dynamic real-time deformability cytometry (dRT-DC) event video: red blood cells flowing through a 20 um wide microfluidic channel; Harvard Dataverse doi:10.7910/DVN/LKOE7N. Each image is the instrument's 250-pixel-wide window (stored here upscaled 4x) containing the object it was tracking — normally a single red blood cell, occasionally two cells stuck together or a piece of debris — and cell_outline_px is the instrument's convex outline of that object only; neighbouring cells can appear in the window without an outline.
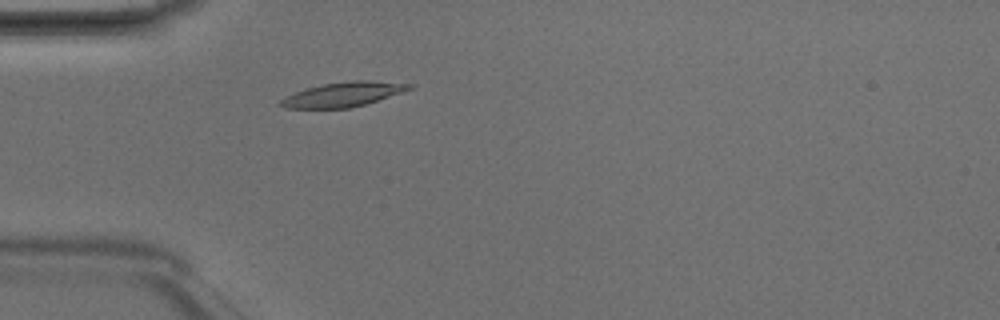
{"species": "Egyptian fruit bat (a non-hibernating species)", "species_latin": "Rousettus aegyptiacus", "temperature_condition": "room temperature", "stored_images_in_passage": 3, "camera_frame_rate_fps": 3000, "um_per_image_px": 0.085, "animal": {"sex": "male"}, "frame": {"image": 1, "passage_image": 3, "time_ms": 0.667, "image_size_px": [1000, 320], "cell_outline_px": [[416, 84], [412, 88], [364, 104], [348, 108], [284, 108], [276, 104], [284, 96], [308, 88], [324, 84], [348, 80], [368, 80]], "centroid_in_image_um": [29.12, 8.02], "position_along_channel_um": 55.9, "area_um2": 18.21}}